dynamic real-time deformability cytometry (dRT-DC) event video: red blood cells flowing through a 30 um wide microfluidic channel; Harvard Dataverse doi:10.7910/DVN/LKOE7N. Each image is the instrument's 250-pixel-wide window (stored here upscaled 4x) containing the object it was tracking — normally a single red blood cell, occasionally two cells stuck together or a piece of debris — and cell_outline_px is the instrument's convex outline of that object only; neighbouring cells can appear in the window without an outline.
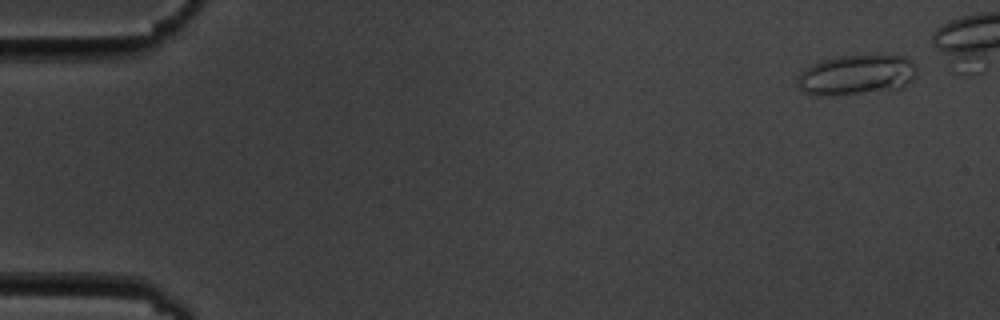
{"species": "common noctule bat (a hibernating species)", "species_latin": "Nyctalus noctula", "temperature_condition": "cold", "stored_images_in_passage": 8, "camera_frame_rate_fps": 3000, "um_per_image_px": 0.085, "animal": {"sex": "male", "body_mass_g": 19.5, "forearm_length_mm": 54.6}, "frame": {"image": 1, "passage_image": 2, "time_ms": 1.0, "image_size_px": [1000, 320], "cell_outline_px": [[916, 76], [904, 88], [860, 92], [804, 92], [796, 84], [800, 72], [812, 64], [820, 60], [840, 56], [904, 56], [912, 60], [916, 64]], "centroid_in_image_um": [72.89, 6.31], "position_along_channel_um": 12.1, "area_um2": 26.88}}